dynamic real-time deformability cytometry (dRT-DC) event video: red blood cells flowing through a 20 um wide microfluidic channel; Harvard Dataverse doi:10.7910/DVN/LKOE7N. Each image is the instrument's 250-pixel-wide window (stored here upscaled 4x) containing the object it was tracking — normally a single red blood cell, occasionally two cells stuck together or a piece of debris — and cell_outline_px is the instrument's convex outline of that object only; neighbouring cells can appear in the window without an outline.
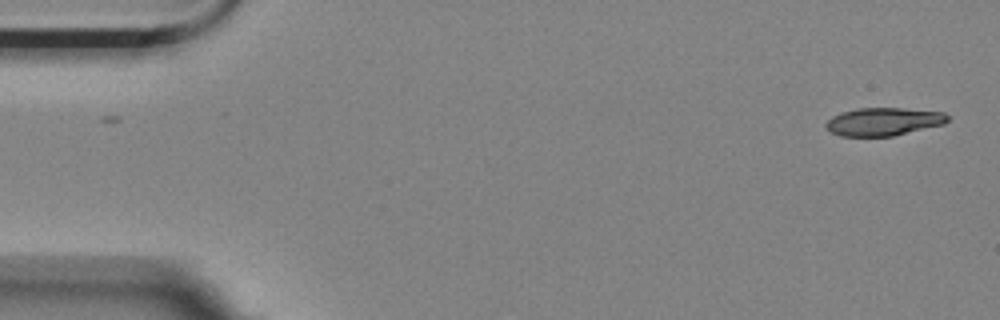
{"species": "Egyptian fruit bat (a non-hibernating species)", "species_latin": "Rousettus aegyptiacus", "temperature_condition": "room temperature", "stored_images_in_passage": 2, "camera_frame_rate_fps": 3000, "um_per_image_px": 0.085, "animal": {"sex": "female"}, "frame": {"image": 1, "passage_image": 2, "time_ms": 0.333, "image_size_px": [1000, 320], "cell_outline_px": [[948, 120], [944, 124], [892, 136], [840, 136], [832, 132], [824, 124], [832, 116], [840, 112], [856, 108], [900, 108], [944, 112], [948, 116]], "centroid_in_image_um": [75.08, 10.33], "position_along_channel_um": 9.9, "area_um2": 19.77}}